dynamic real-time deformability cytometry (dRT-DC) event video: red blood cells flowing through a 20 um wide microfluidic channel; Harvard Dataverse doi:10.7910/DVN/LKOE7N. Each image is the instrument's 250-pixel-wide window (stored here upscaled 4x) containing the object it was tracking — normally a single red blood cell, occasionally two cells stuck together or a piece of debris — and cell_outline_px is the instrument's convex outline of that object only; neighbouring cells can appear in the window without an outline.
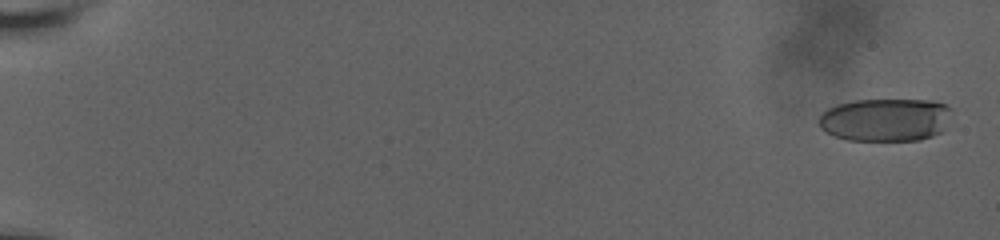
{"species": "human", "species_latin": "Homo sapiens", "temperature_condition": "room temperature", "stored_images_in_passage": 58, "camera_frame_rate_fps": 3000, "um_per_image_px": 0.085, "donor": {"sex": "male"}, "frame": {"image": 1, "passage_image": 2, "time_ms": 0.333, "image_size_px": [1000, 240], "cell_outline_px": [[952, 108], [940, 132], [932, 136], [920, 140], [848, 140], [836, 136], [820, 128], [816, 120], [828, 108], [836, 104], [856, 100], [932, 100], [948, 104]], "centroid_in_image_um": [75.24, 10.16], "position_along_channel_um": 9.8, "area_um2": 33.23}}
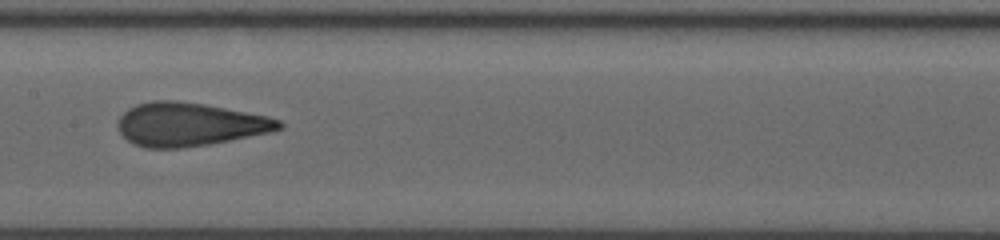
{"frame": {"image": 2, "passage_image": 33, "time_ms": 10.667, "image_size_px": [1000, 240], "cell_outline_px": [[284, 128], [268, 132], [208, 144], [180, 148], [144, 148], [128, 140], [120, 132], [116, 124], [120, 116], [128, 108], [136, 104], [152, 100], [176, 100], [204, 104], [268, 116], [280, 120], [284, 124]], "centroid_in_image_um": [16.08, 10.56], "position_along_channel_um": 191.3, "area_um2": 40.63}}
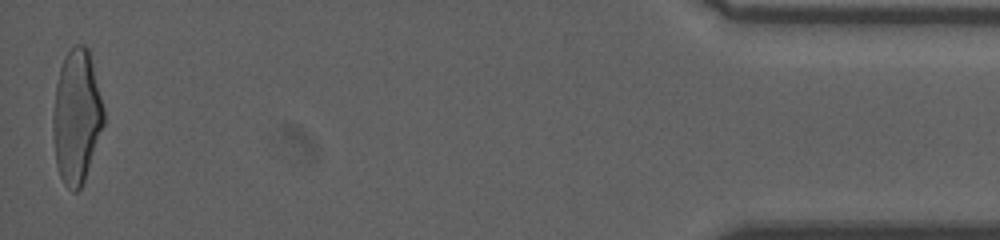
{"frame": {"image": 3, "passage_image": 58, "time_ms": 19.0, "image_size_px": [1000, 240], "cell_outline_px": [[104, 124], [84, 180], [80, 188], [76, 192], [72, 192], [64, 184], [60, 176], [56, 164], [52, 136], [52, 116], [56, 84], [60, 68], [64, 56], [76, 44], [84, 44], [88, 48], [104, 108]], "centroid_in_image_um": [6.49, 9.92], "position_along_channel_um": 428.7, "area_um2": 39.54}, "authors_computed_cell_mechanics": {"area_um2": 39.3329, "velocity_mm_per_s": 3.8135, "shape_relaxation_time_tau1_ms": 7.51, "shape_relaxation_time_tau2_ms": 0.9561, "deformation_change_tau1": 0.2194, "deformation_change_tau2": 0.0967}}